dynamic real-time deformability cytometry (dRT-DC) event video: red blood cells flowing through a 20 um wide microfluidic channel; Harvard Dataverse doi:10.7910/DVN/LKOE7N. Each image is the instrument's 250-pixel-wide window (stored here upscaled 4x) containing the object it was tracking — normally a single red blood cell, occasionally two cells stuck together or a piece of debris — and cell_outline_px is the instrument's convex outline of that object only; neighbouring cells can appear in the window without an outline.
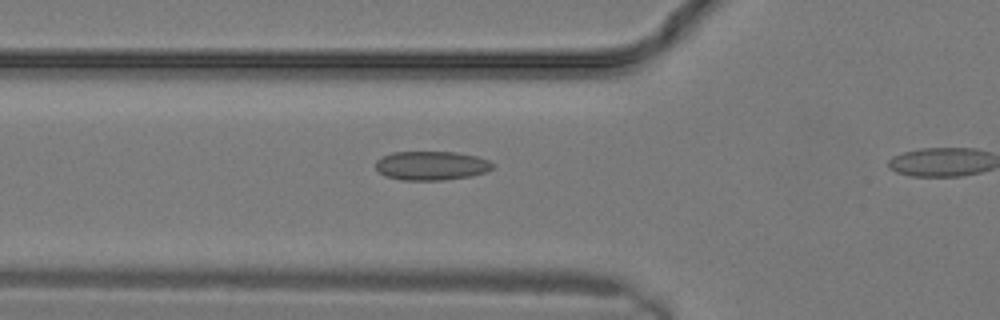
{"species": "common noctule bat (a hibernating species)", "species_latin": "Nyctalus noctula", "temperature_condition": "warm", "stored_images_in_passage": 3, "camera_frame_rate_fps": 3000, "um_per_image_px": 0.085, "animal": {"sex": "male", "body_mass_g": 19.2, "forearm_length_mm": 51.8}, "frame": {"image": 1, "passage_image": 2, "time_ms": 0.333, "image_size_px": [1000, 320], "cell_outline_px": [[496, 164], [492, 168], [484, 172], [472, 176], [444, 180], [400, 180], [384, 176], [376, 168], [376, 160], [392, 152], [456, 152], [476, 156], [488, 160]], "centroid_in_image_um": [36.67, 14.08], "position_along_channel_um": 89.1, "area_um2": 19.83}}